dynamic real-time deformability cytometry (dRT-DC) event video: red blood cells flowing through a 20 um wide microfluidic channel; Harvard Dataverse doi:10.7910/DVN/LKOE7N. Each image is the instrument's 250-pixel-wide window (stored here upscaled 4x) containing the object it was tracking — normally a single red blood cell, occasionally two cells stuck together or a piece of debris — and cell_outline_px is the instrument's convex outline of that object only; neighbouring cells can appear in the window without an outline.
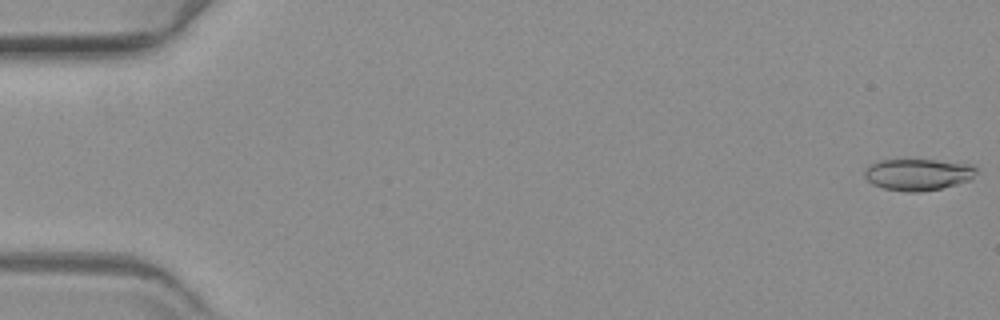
{"species": "common noctule bat (a hibernating species)", "species_latin": "Nyctalus noctula", "temperature_condition": "warm", "stored_images_in_passage": 55, "camera_frame_rate_fps": 3000, "um_per_image_px": 0.085, "animal": {"sex": "female", "body_mass_g": 19.3, "forearm_length_mm": 54.1}, "frame": {"image": 1, "passage_image": 1, "time_ms": 0.0, "image_size_px": [1000, 320], "cell_outline_px": [[976, 172], [972, 180], [940, 188], [920, 192], [908, 192], [884, 188], [872, 184], [864, 176], [864, 172], [868, 164], [880, 160], [936, 160], [972, 164], [976, 168]], "centroid_in_image_um": [78.03, 14.82], "position_along_channel_um": 7.0, "area_um2": 20.63}}
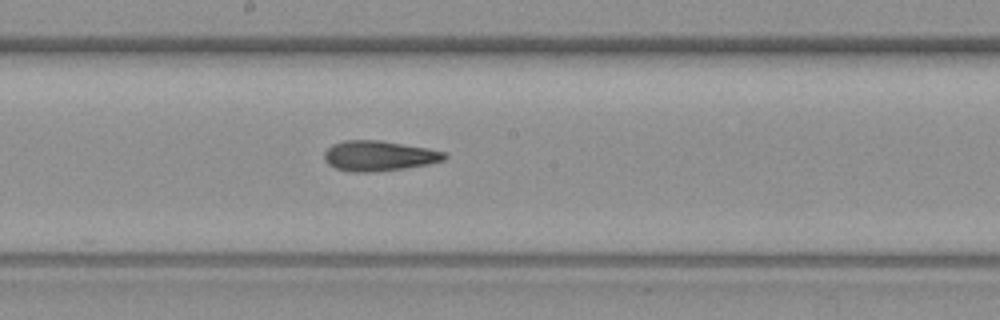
{"frame": {"image": 2, "passage_image": 33, "time_ms": 10.667, "image_size_px": [1000, 320], "cell_outline_px": [[448, 156], [444, 160], [428, 164], [404, 168], [372, 172], [352, 172], [336, 168], [328, 164], [324, 160], [324, 152], [332, 144], [344, 140], [380, 140], [428, 148], [444, 152]], "centroid_in_image_um": [32.19, 13.24], "position_along_channel_um": 216.0, "area_um2": 21.15}}
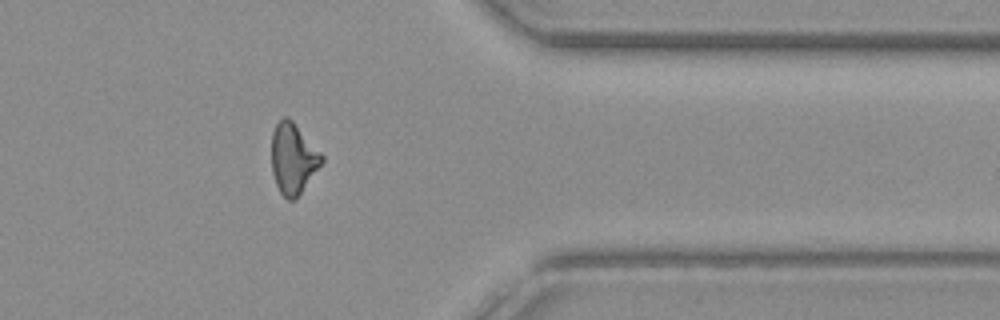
{"frame": {"image": 3, "passage_image": 49, "time_ms": 16.0, "image_size_px": [1000, 320], "cell_outline_px": [[324, 160], [296, 200], [288, 200], [280, 192], [276, 184], [272, 172], [272, 132], [276, 124], [284, 116], [288, 116], [292, 120], [324, 156]], "centroid_in_image_um": [24.91, 13.48], "position_along_channel_um": 386.5, "area_um2": 20.58}}